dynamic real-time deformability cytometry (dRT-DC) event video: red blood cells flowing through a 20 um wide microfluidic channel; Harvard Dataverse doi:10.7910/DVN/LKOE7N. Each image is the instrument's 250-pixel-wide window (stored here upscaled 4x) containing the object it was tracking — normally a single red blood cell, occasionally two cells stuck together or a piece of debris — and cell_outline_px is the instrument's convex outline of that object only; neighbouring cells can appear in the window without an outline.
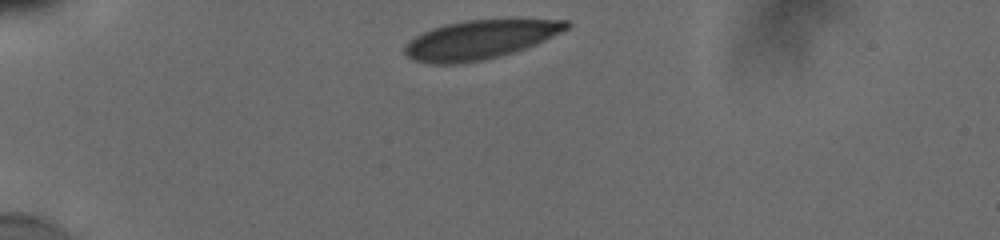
{"species": "human", "species_latin": "Homo sapiens", "temperature_condition": "cold", "stored_images_in_passage": 24, "camera_frame_rate_fps": 3000, "um_per_image_px": 0.085, "donor": {"sex": "male"}, "frame": {"image": 1, "passage_image": 1, "time_ms": 0.0, "image_size_px": [1000, 240], "cell_outline_px": [[572, 24], [568, 28], [536, 44], [512, 52], [484, 60], [460, 64], [432, 64], [412, 60], [404, 52], [404, 48], [416, 36], [432, 28], [464, 20], [568, 20]], "centroid_in_image_um": [40.78, 3.38], "position_along_channel_um": 44.2, "area_um2": 36.07}}
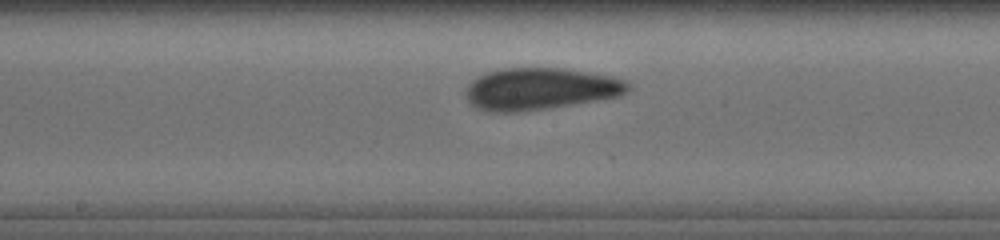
{"frame": {"image": 2, "passage_image": 14, "time_ms": 5.333, "image_size_px": [1000, 240], "cell_outline_px": [[632, 88], [620, 96], [548, 108], [516, 112], [484, 112], [476, 108], [468, 100], [464, 92], [464, 88], [476, 76], [500, 68], [560, 68], [612, 76], [628, 80], [632, 84]], "centroid_in_image_um": [45.9, 7.55], "position_along_channel_um": 202.3, "area_um2": 40.0}}
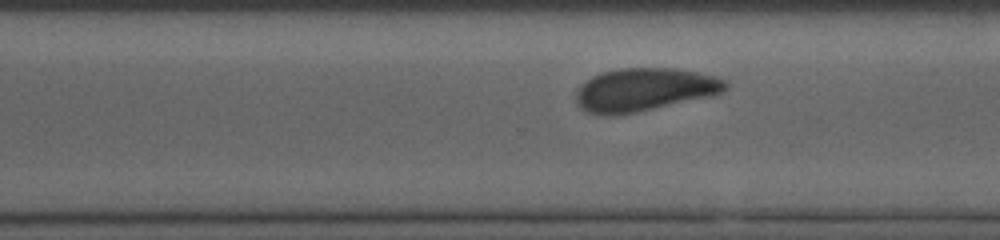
{"frame": {"image": 3, "passage_image": 22, "time_ms": 8.333, "image_size_px": [1000, 240], "cell_outline_px": [[728, 88], [720, 92], [704, 96], [636, 112], [612, 116], [604, 116], [588, 112], [580, 108], [576, 100], [576, 92], [592, 76], [604, 72], [620, 68], [672, 68], [696, 72], [716, 76], [724, 80], [728, 84]], "centroid_in_image_um": [54.72, 7.61], "position_along_channel_um": 315.9, "area_um2": 36.7}}